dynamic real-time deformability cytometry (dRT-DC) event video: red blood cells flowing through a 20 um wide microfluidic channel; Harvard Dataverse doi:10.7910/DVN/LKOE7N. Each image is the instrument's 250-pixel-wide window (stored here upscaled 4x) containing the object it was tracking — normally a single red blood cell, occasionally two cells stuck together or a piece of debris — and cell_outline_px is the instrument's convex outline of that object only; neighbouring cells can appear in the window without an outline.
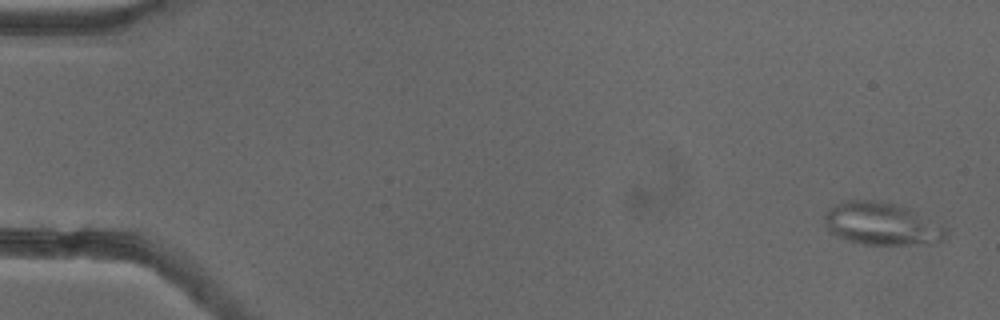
{"species": "common noctule bat (a hibernating species)", "species_latin": "Nyctalus noctula", "temperature_condition": "cold", "stored_images_in_passage": 53, "camera_frame_rate_fps": 3000, "um_per_image_px": 0.085, "animal": {"sex": "female"}, "frame": {"image": 1, "passage_image": 1, "time_ms": 0.0, "image_size_px": [1000, 320], "cell_outline_px": [[948, 236], [944, 240], [904, 244], [864, 244], [848, 240], [836, 236], [828, 232], [824, 220], [824, 216], [828, 208], [836, 204], [848, 200], [876, 200], [896, 204], [908, 208], [948, 228]], "centroid_in_image_um": [74.91, 19.01], "position_along_channel_um": 10.1, "area_um2": 29.94}}
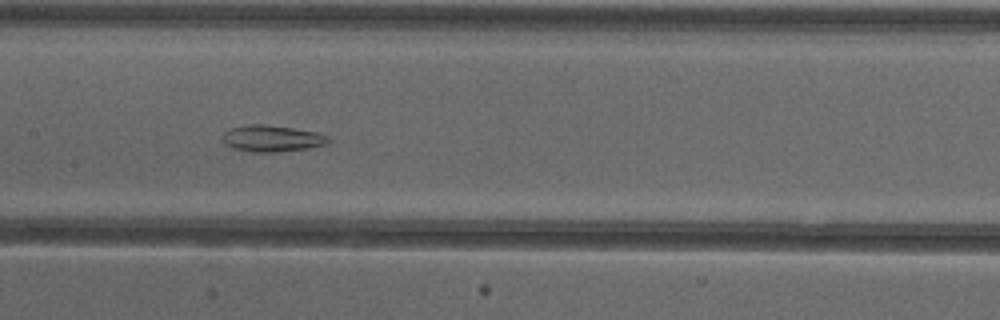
{"frame": {"image": 2, "passage_image": 26, "time_ms": 8.333, "image_size_px": [1000, 320], "cell_outline_px": [[332, 140], [328, 144], [304, 148], [276, 152], [252, 152], [232, 148], [224, 144], [220, 136], [224, 132], [232, 128], [248, 124], [264, 124], [292, 128], [316, 132], [328, 136]], "centroid_in_image_um": [23.08, 11.77], "position_along_channel_um": 184.3, "area_um2": 16.36}}
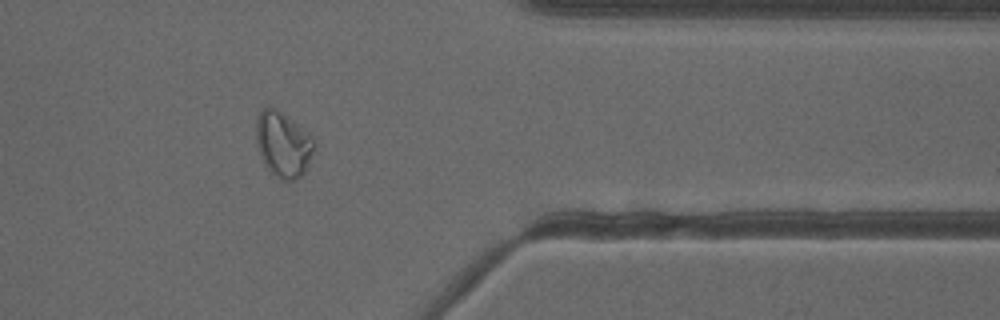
{"frame": {"image": 3, "passage_image": 43, "time_ms": 14.0, "image_size_px": [1000, 320], "cell_outline_px": [[316, 148], [304, 172], [296, 180], [280, 180], [268, 168], [256, 144], [256, 120], [260, 112], [264, 108], [272, 108], [292, 120], [308, 132]], "centroid_in_image_um": [24.08, 12.29], "position_along_channel_um": 387.3, "area_um2": 21.56}, "authors_computed_cell_mechanics": {"area_um2": 22.7154, "velocity_mm_per_s": 3.8462, "shape_relaxation_time_tau1_ms": null, "shape_relaxation_time_tau2_ms": 4.8758, "deformation_change_tau1": null, "deformation_change_tau2": 0.109}}